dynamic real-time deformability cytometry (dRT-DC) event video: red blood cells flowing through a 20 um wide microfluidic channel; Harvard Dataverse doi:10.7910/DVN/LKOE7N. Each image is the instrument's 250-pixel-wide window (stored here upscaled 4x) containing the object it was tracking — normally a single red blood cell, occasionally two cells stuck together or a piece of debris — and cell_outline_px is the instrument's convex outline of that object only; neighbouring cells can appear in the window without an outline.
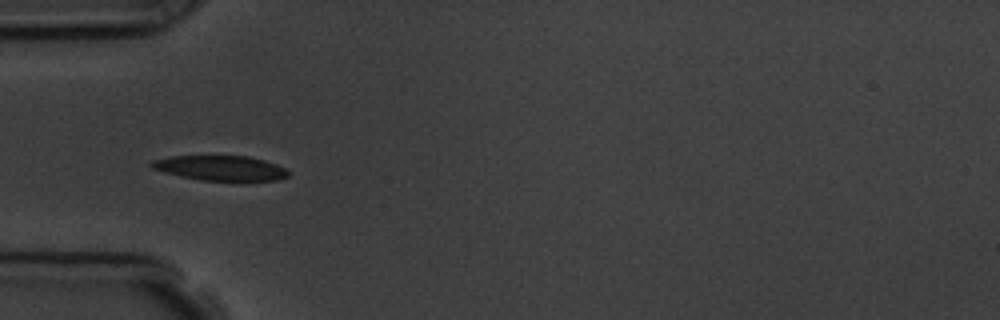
{"species": "common noctule bat (a hibernating species)", "species_latin": "Nyctalus noctula", "temperature_condition": "room temperature", "stored_images_in_passage": 4, "camera_frame_rate_fps": 3000, "um_per_image_px": 0.085, "animal": {"sex": "male", "body_mass_g": 19.5, "forearm_length_mm": 54.6}, "frame": {"image": 1, "passage_image": 3, "time_ms": 3.333, "image_size_px": [1000, 320], "cell_outline_px": [[288, 176], [276, 180], [200, 180], [180, 176], [164, 172], [152, 168], [148, 164], [152, 160], [172, 156], [248, 156], [264, 160], [276, 164], [284, 168], [288, 172]], "centroid_in_image_um": [18.7, 14.27], "position_along_channel_um": 66.3, "area_um2": 19.65}}